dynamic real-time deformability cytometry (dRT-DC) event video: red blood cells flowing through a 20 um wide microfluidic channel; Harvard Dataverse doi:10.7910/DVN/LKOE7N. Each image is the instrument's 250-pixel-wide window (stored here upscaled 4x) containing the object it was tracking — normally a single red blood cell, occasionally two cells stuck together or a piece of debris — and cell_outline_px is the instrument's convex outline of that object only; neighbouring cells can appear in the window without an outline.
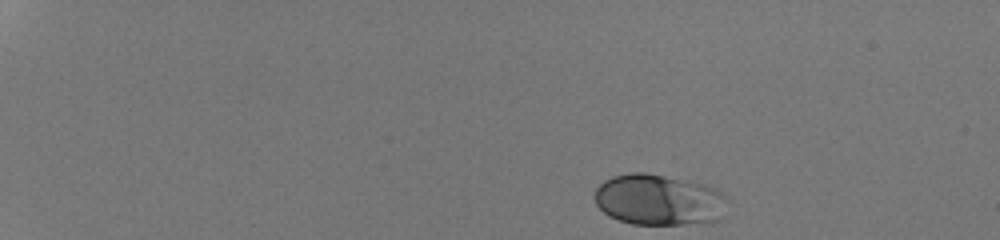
{"species": "human", "species_latin": "Homo sapiens", "temperature_condition": "room temperature", "stored_images_in_passage": 38, "camera_frame_rate_fps": 3000, "um_per_image_px": 0.085, "donor": {"sex": "male"}, "frame": {"image": 1, "passage_image": 1, "time_ms": 0.0, "image_size_px": [1000, 240], "cell_outline_px": [[728, 200], [720, 220], [712, 224], [632, 224], [608, 216], [596, 204], [596, 188], [604, 180], [612, 176], [628, 172], [644, 172], [704, 184], [716, 188]], "centroid_in_image_um": [56.03, 17.0], "position_along_channel_um": 29.0, "area_um2": 39.77}}
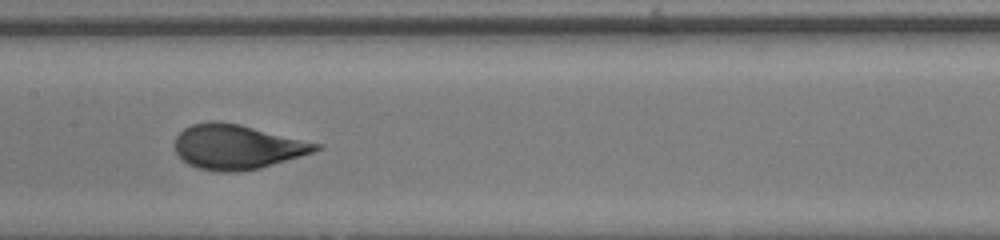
{"frame": {"image": 2, "passage_image": 22, "time_ms": 7.0, "image_size_px": [1000, 240], "cell_outline_px": [[324, 148], [300, 156], [260, 168], [236, 172], [220, 172], [200, 168], [188, 164], [176, 152], [176, 136], [184, 128], [192, 124], [208, 120], [220, 120], [240, 124], [324, 144]], "centroid_in_image_um": [20.19, 12.46], "position_along_channel_um": 187.2, "area_um2": 36.82}}
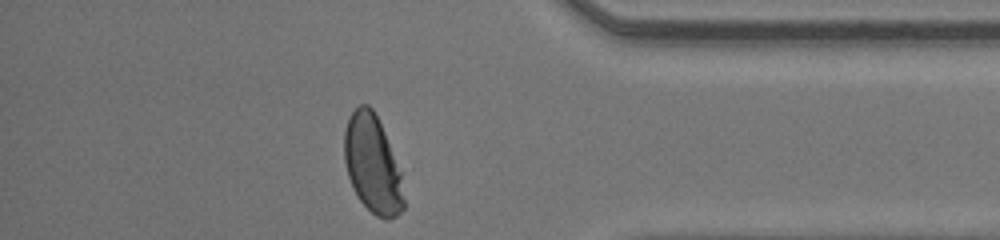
{"frame": {"image": 3, "passage_image": 38, "time_ms": 12.333, "image_size_px": [1000, 240], "cell_outline_px": [[404, 208], [396, 216], [388, 220], [384, 220], [376, 216], [360, 200], [348, 176], [344, 160], [344, 132], [348, 116], [360, 104], [368, 104], [372, 108], [384, 132], [400, 172], [404, 200]], "centroid_in_image_um": [31.65, 13.96], "position_along_channel_um": 403.6, "area_um2": 33.47}, "authors_computed_cell_mechanics": {"area_um2": 36.8764, "velocity_mm_per_s": 4.2805, "shape_relaxation_time_tau1_ms": 3.5267, "shape_relaxation_time_tau2_ms": null, "deformation_change_tau1": 0.1678, "deformation_change_tau2": null}}